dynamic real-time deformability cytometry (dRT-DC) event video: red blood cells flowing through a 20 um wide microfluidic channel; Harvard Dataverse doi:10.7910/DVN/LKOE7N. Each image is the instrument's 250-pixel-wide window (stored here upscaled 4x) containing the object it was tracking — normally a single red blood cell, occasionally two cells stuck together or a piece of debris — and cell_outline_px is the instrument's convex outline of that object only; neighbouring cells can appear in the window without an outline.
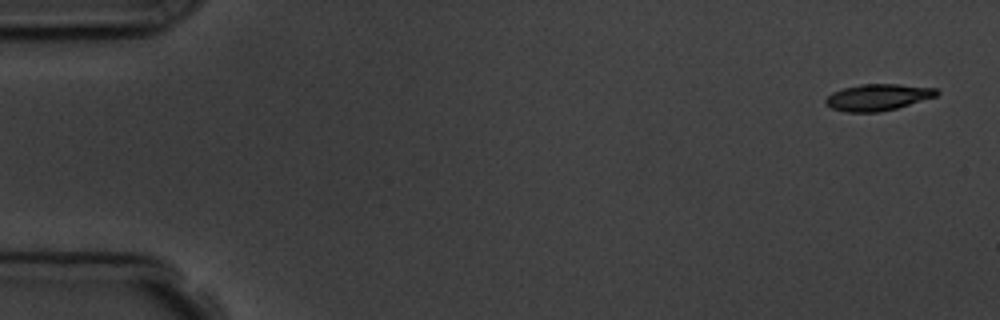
{"species": "common noctule bat (a hibernating species)", "species_latin": "Nyctalus noctula", "temperature_condition": "room temperature", "stored_images_in_passage": 5, "camera_frame_rate_fps": 3000, "um_per_image_px": 0.085, "animal": {"sex": "male", "body_mass_g": 19.5, "forearm_length_mm": 54.6}, "frame": {"image": 1, "passage_image": 1, "time_ms": 0.0, "image_size_px": [1000, 320], "cell_outline_px": [[940, 92], [936, 96], [896, 108], [880, 112], [848, 112], [832, 108], [824, 104], [824, 100], [832, 92], [844, 88], [860, 84], [900, 84], [936, 88]], "centroid_in_image_um": [74.6, 8.26], "position_along_channel_um": 10.4, "area_um2": 17.11}}
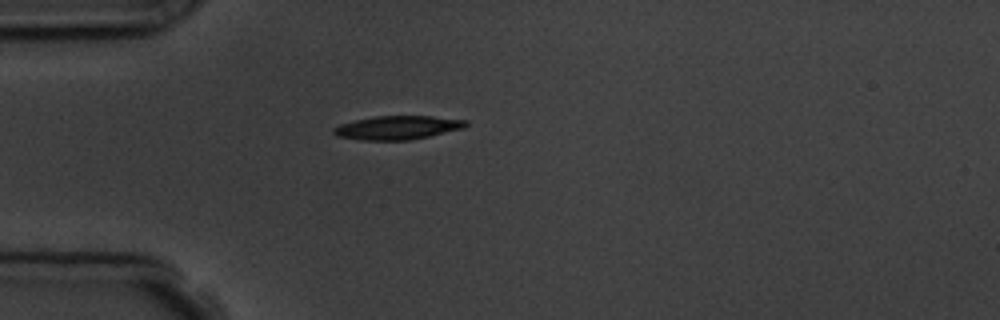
{"frame": {"image": 2, "passage_image": 5, "time_ms": 4.333, "image_size_px": [1000, 320], "cell_outline_px": [[468, 124], [464, 128], [412, 140], [360, 140], [336, 136], [332, 132], [332, 128], [340, 124], [372, 116], [432, 116], [468, 120]], "centroid_in_image_um": [33.78, 10.85], "position_along_channel_um": 51.2, "area_um2": 18.38}}